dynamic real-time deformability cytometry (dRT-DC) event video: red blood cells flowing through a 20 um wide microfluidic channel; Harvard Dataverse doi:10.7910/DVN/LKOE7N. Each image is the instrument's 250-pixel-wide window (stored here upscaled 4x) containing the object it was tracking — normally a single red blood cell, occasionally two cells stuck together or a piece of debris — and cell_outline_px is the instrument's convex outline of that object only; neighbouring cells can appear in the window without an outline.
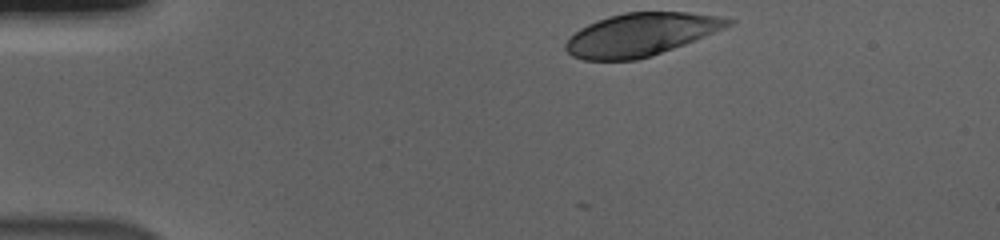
{"species": "human", "species_latin": "Homo sapiens", "temperature_condition": "cold", "stored_images_in_passage": 38, "camera_frame_rate_fps": 3000, "um_per_image_px": 0.085, "donor": {"sex": "male"}, "frame": {"image": 1, "passage_image": 1, "time_ms": 0.0, "image_size_px": [1000, 240], "cell_outline_px": [[736, 20], [732, 24], [724, 28], [684, 44], [652, 56], [636, 60], [584, 60], [572, 56], [564, 48], [564, 44], [580, 28], [588, 24], [608, 16], [624, 12], [688, 12], [720, 16]], "centroid_in_image_um": [54.47, 2.93], "position_along_channel_um": 30.5, "area_um2": 40.34}}
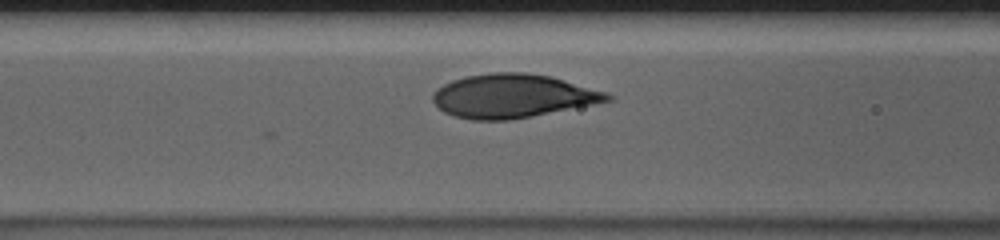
{"frame": {"image": 2, "passage_image": 14, "time_ms": 4.333, "image_size_px": [1000, 240], "cell_outline_px": [[616, 96], [612, 100], [592, 104], [508, 120], [472, 120], [452, 116], [444, 112], [432, 100], [432, 92], [436, 88], [452, 80], [464, 76], [492, 72], [524, 72], [552, 76], [608, 92]], "centroid_in_image_um": [43.56, 8.14], "position_along_channel_um": 123.0, "area_um2": 44.51}}
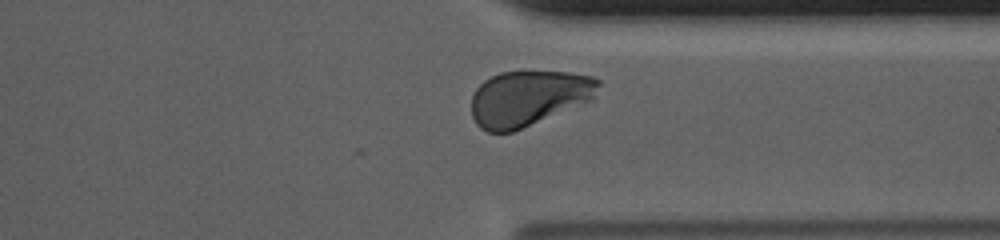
{"frame": {"image": 3, "passage_image": 34, "time_ms": 11.0, "image_size_px": [1000, 240], "cell_outline_px": [[600, 84], [592, 100], [512, 132], [488, 132], [480, 128], [476, 124], [472, 116], [472, 96], [476, 88], [484, 80], [500, 72], [568, 72], [592, 76], [600, 80]], "centroid_in_image_um": [44.91, 8.34], "position_along_channel_um": 366.5, "area_um2": 40.86}, "authors_computed_cell_mechanics": {"area_um2": 42.8876, "velocity_mm_per_s": 3.6502, "shape_relaxation_time_tau1_ms": 2.8209, "shape_relaxation_time_tau2_ms": null, "deformation_change_tau1": 0.1636, "deformation_change_tau2": null}}